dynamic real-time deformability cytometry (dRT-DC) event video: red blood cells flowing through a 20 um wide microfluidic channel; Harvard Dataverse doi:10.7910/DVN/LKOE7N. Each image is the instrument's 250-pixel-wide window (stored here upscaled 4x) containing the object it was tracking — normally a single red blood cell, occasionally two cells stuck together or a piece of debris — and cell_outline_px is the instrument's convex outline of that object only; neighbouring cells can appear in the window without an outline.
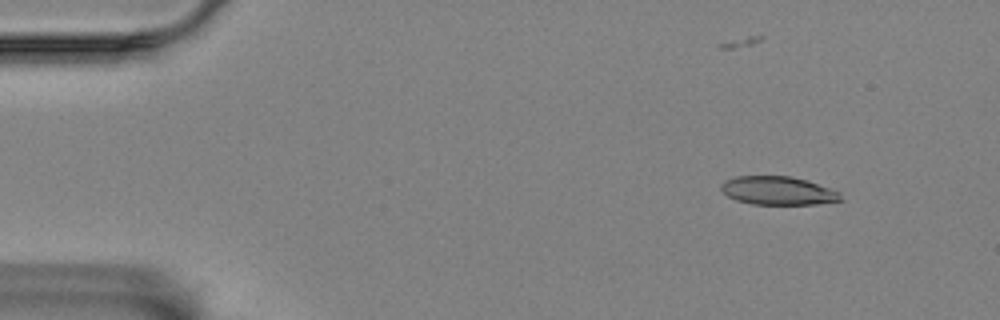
{"species": "Egyptian fruit bat (a non-hibernating species)", "species_latin": "Rousettus aegyptiacus", "temperature_condition": "room temperature", "stored_images_in_passage": 54, "camera_frame_rate_fps": 3000, "um_per_image_px": 0.085, "animal": {"sex": "female"}, "frame": {"image": 1, "passage_image": 2, "time_ms": 0.333, "image_size_px": [1000, 320], "cell_outline_px": [[844, 200], [816, 204], [752, 204], [736, 200], [728, 196], [720, 188], [720, 184], [724, 180], [736, 176], [792, 176], [808, 180], [840, 192]], "centroid_in_image_um": [66.14, 16.2], "position_along_channel_um": 18.9, "area_um2": 19.94}}
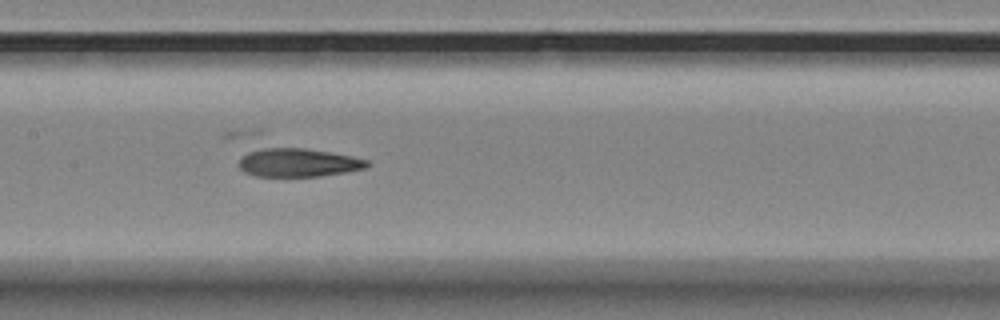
{"frame": {"image": 2, "passage_image": 24, "time_ms": 7.667, "image_size_px": [1000, 320], "cell_outline_px": [[372, 164], [364, 168], [344, 172], [320, 176], [256, 176], [244, 172], [240, 168], [240, 160], [252, 132], [256, 128], [264, 128], [368, 160]], "centroid_in_image_um": [24.95, 13.34], "position_along_channel_um": 182.4, "area_um2": 29.02}}
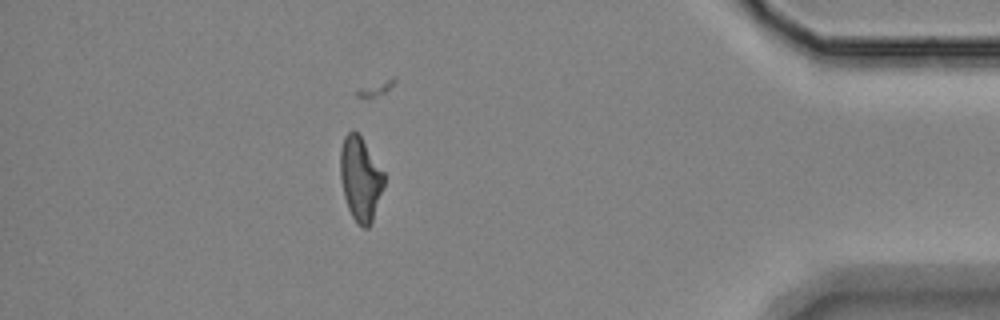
{"frame": {"image": 3, "passage_image": 47, "time_ms": 15.333, "image_size_px": [1000, 320], "cell_outline_px": [[384, 184], [372, 220], [368, 228], [364, 228], [352, 216], [348, 208], [344, 196], [340, 180], [340, 152], [344, 136], [352, 128], [360, 136], [384, 172]], "centroid_in_image_um": [30.61, 15.17], "position_along_channel_um": 404.6, "area_um2": 21.1}}